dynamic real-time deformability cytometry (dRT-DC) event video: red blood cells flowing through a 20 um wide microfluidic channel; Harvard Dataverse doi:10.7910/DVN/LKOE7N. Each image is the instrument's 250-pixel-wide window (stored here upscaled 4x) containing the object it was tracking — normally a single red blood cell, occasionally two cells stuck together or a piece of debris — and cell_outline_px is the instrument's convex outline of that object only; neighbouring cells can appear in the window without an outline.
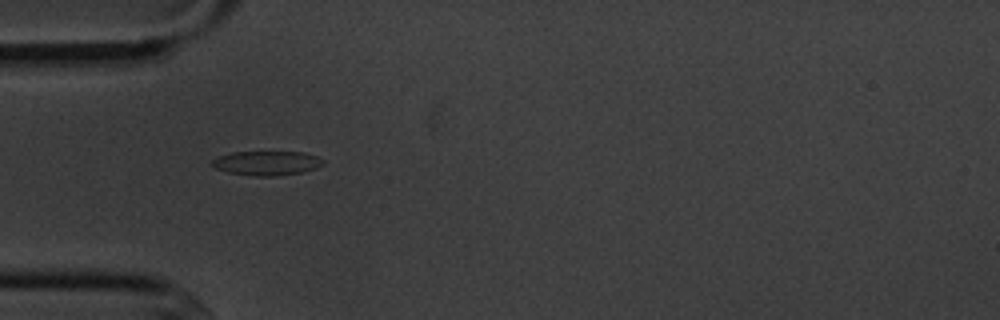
{"species": "common noctule bat (a hibernating species)", "species_latin": "Nyctalus noctula", "temperature_condition": "cold", "stored_images_in_passage": 6, "camera_frame_rate_fps": 3000, "um_per_image_px": 0.085, "animal": {"sex": "male", "body_mass_g": 20.1, "forearm_length_mm": 53.5}, "frame": {"image": 1, "passage_image": 1, "time_ms": 0.0, "image_size_px": [1000, 320], "cell_outline_px": [[324, 164], [316, 168], [300, 172], [276, 176], [252, 176], [228, 172], [216, 168], [212, 164], [212, 160], [220, 156], [232, 152], [304, 152], [316, 156], [324, 160]], "centroid_in_image_um": [22.69, 13.86], "position_along_channel_um": 62.3, "area_um2": 15.61}}
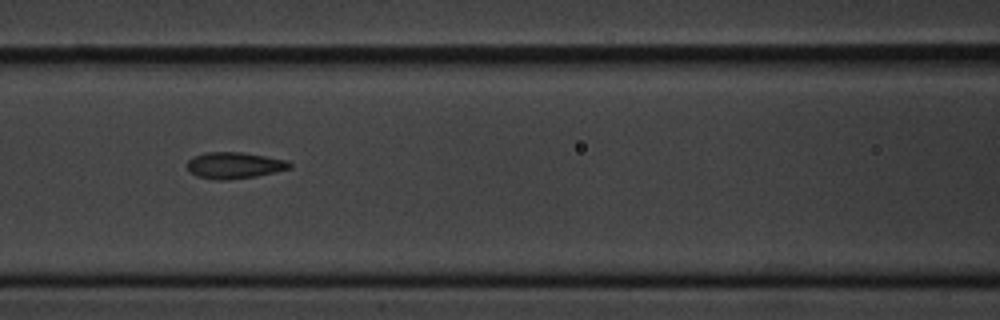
{"frame": {"image": 2, "passage_image": 3, "time_ms": 2.333, "image_size_px": [1000, 320], "cell_outline_px": [[292, 168], [276, 172], [256, 176], [228, 180], [216, 180], [196, 176], [188, 168], [188, 160], [192, 156], [204, 152], [244, 152], [288, 160], [292, 164]], "centroid_in_image_um": [19.95, 14.05], "position_along_channel_um": 146.7, "area_um2": 15.95}}
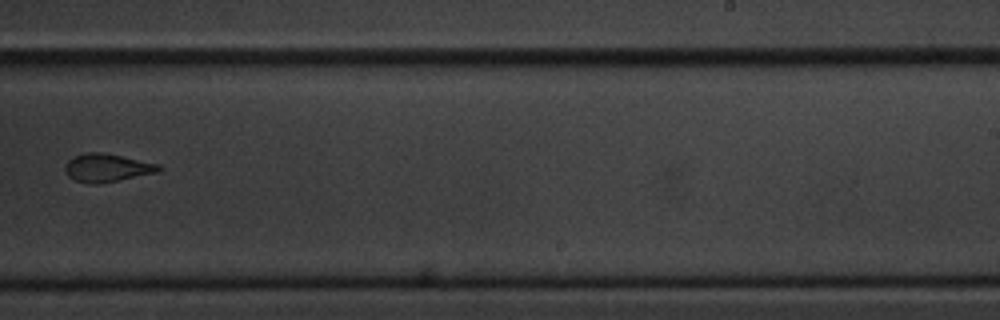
{"frame": {"image": 3, "passage_image": 6, "time_ms": 6.0, "image_size_px": [1000, 320], "cell_outline_px": [[160, 172], [96, 184], [92, 184], [76, 180], [68, 176], [64, 168], [64, 164], [72, 156], [88, 152], [104, 152], [160, 164]], "centroid_in_image_um": [9.08, 14.24], "position_along_channel_um": 279.9, "area_um2": 15.37}}